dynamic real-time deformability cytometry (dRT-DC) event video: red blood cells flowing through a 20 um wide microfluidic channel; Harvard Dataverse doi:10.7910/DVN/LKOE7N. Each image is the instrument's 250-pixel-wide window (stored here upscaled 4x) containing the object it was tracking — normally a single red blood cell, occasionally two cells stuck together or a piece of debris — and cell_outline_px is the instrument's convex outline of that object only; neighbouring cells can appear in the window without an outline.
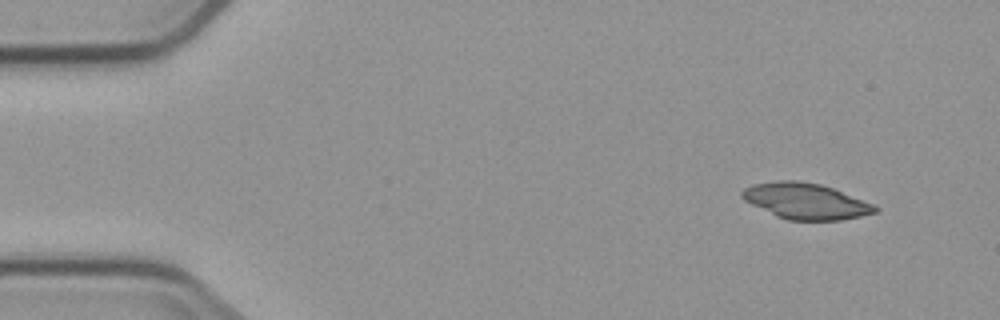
{"species": "common noctule bat (a hibernating species)", "species_latin": "Nyctalus noctula", "temperature_condition": "cold", "stored_images_in_passage": 5, "segment_of_instrument_passage": [1, 2], "camera_frame_rate_fps": 3000, "um_per_image_px": 0.085, "animal": {"sex": "male", "body_mass_g": 23.1, "forearm_length_mm": 52.7}, "frame": {"image": 1, "passage_image": 1, "time_ms": 0.0, "image_size_px": [1000, 320], "cell_outline_px": [[880, 208], [876, 212], [860, 216], [840, 220], [788, 220], [776, 216], [744, 200], [740, 196], [740, 192], [744, 188], [752, 184], [776, 180], [796, 180], [820, 184], [832, 188], [872, 204]], "centroid_in_image_um": [68.43, 17.09], "position_along_channel_um": 16.6, "area_um2": 27.63}}